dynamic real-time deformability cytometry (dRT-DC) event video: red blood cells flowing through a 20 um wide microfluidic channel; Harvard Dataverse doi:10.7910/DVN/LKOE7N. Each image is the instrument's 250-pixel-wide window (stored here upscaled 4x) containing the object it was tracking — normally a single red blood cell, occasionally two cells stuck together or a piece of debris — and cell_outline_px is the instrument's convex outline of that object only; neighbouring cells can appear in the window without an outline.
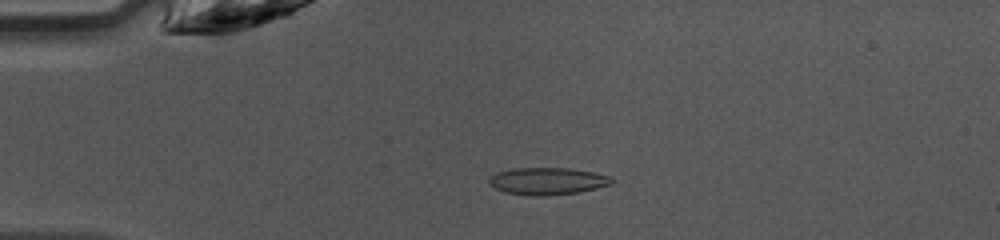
{"species": "common noctule bat (a hibernating species)", "species_latin": "Nyctalus noctula", "temperature_condition": "warm", "stored_images_in_passage": 37, "camera_frame_rate_fps": 3000, "um_per_image_px": 0.085, "animal": {"sex": "female", "body_mass_g": 10.0, "forearm_length_mm": 53.1}, "frame": {"image": 1, "passage_image": 1, "time_ms": 0.0, "image_size_px": [1000, 240], "cell_outline_px": [[612, 184], [580, 192], [548, 196], [532, 196], [504, 192], [488, 184], [488, 176], [496, 172], [512, 168], [568, 168], [592, 172], [612, 176]], "centroid_in_image_um": [46.49, 15.4], "position_along_channel_um": 38.5, "area_um2": 19.65}}
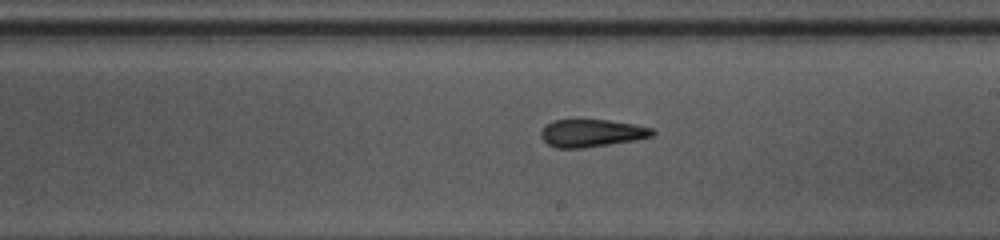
{"frame": {"image": 2, "passage_image": 17, "time_ms": 5.333, "image_size_px": [1000, 240], "cell_outline_px": [[656, 132], [652, 136], [636, 140], [584, 148], [556, 148], [548, 144], [540, 136], [540, 132], [544, 124], [552, 120], [576, 116], [608, 120], [636, 124], [652, 128]], "centroid_in_image_um": [50.23, 11.26], "position_along_channel_um": 238.8, "area_um2": 18.9}}
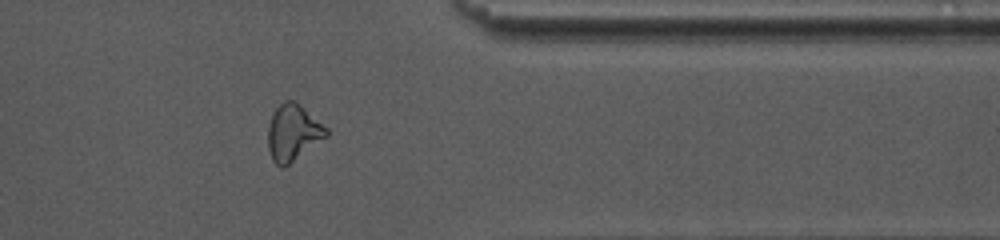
{"frame": {"image": 3, "passage_image": 28, "time_ms": 9.0, "image_size_px": [1000, 240], "cell_outline_px": [[328, 136], [284, 168], [280, 168], [272, 160], [268, 148], [268, 128], [272, 116], [276, 108], [284, 100], [296, 100], [328, 128]], "centroid_in_image_um": [24.92, 11.28], "position_along_channel_um": 386.5, "area_um2": 19.31}, "authors_computed_cell_mechanics": {"area_um2": 18.8428, "velocity_mm_per_s": 4.2971, "shape_relaxation_time_tau1_ms": 6.2121, "shape_relaxation_time_tau2_ms": 4.0978, "deformation_change_tau1": 0.1707, "deformation_change_tau2": 0.1327}}